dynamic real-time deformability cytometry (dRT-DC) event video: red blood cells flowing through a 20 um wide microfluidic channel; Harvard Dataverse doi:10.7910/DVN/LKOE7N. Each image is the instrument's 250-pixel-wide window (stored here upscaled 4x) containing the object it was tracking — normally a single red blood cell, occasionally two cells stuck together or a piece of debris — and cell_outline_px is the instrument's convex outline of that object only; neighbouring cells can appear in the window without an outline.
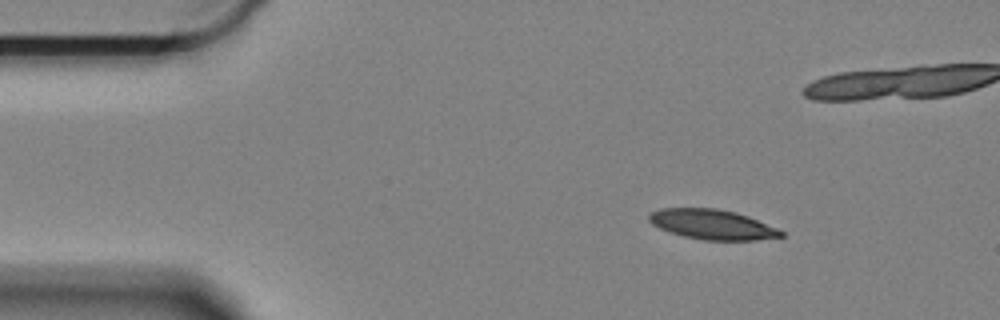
{"species": "Egyptian fruit bat (a non-hibernating species)", "species_latin": "Rousettus aegyptiacus", "temperature_condition": "cold", "stored_images_in_passage": 53, "camera_frame_rate_fps": 3000, "um_per_image_px": 0.085, "animal": {"sex": "female"}, "frame": {"image": 1, "passage_image": 1, "time_ms": 0.0, "image_size_px": [1000, 320], "cell_outline_px": [[784, 236], [756, 240], [704, 240], [684, 236], [668, 232], [652, 224], [648, 220], [648, 216], [652, 212], [660, 208], [716, 208], [736, 212], [748, 216], [776, 228], [784, 232]], "centroid_in_image_um": [60.52, 19.07], "position_along_channel_um": 24.5, "area_um2": 22.95}}
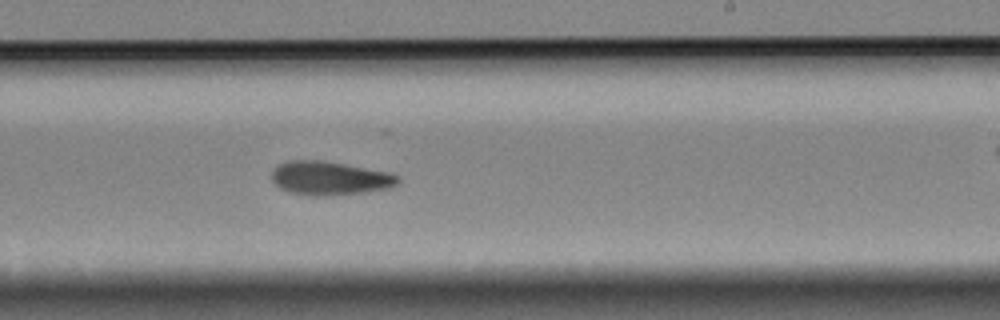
{"frame": {"image": 2, "passage_image": 28, "time_ms": 9.0, "image_size_px": [1000, 320], "cell_outline_px": [[400, 180], [396, 184], [388, 188], [364, 192], [324, 196], [312, 196], [288, 192], [280, 188], [272, 180], [272, 168], [288, 160], [324, 160], [392, 172], [400, 176]], "centroid_in_image_um": [28.03, 15.13], "position_along_channel_um": 261.0, "area_um2": 25.09}}
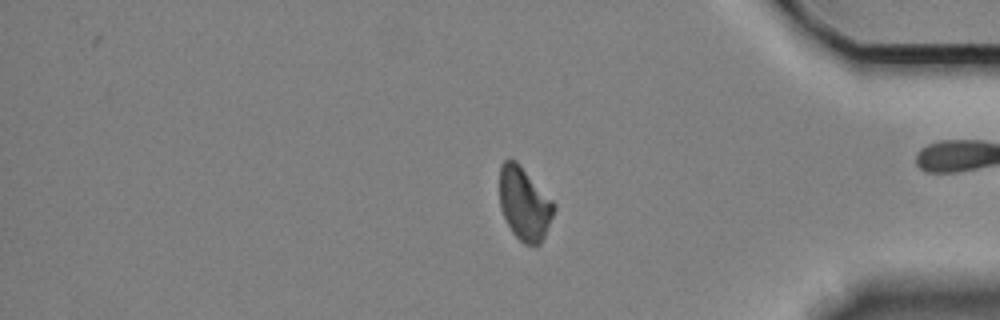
{"frame": {"image": 3, "passage_image": 42, "time_ms": 13.667, "image_size_px": [1000, 320], "cell_outline_px": [[556, 208], [544, 236], [540, 244], [536, 248], [524, 244], [512, 232], [500, 208], [500, 164], [508, 156], [516, 160], [556, 204]], "centroid_in_image_um": [44.57, 17.31], "position_along_channel_um": 390.6, "area_um2": 23.35}, "authors_computed_cell_mechanics": {"area_um2": 24.276, "velocity_mm_per_s": 3.2909, "shape_relaxation_time_tau1_ms": 9.01, "shape_relaxation_time_tau2_ms": 5.4573, "deformation_change_tau1": 0.1745, "deformation_change_tau2": 0.1282}}